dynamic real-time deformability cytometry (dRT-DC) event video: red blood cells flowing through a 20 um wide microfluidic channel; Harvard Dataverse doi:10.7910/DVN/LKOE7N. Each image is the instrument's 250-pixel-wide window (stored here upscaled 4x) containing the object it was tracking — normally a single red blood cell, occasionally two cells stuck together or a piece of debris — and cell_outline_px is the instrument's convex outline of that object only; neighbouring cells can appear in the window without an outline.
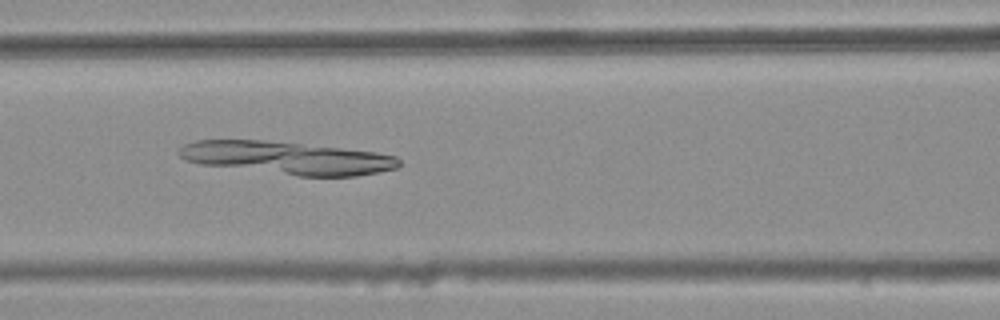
{"species": "common noctule bat (a hibernating species)", "species_latin": "Nyctalus noctula", "temperature_condition": "warm", "stored_images_in_passage": 47, "camera_frame_rate_fps": 3000, "um_per_image_px": 0.085, "animal": {"sex": "female", "body_mass_g": 25.1}, "frame": {"image": 1, "passage_image": 23, "time_ms": 7.333, "image_size_px": [1000, 320], "cell_outline_px": [[400, 164], [396, 168], [380, 172], [356, 176], [300, 176], [200, 164], [184, 160], [180, 156], [180, 148], [184, 144], [196, 140], [264, 140], [340, 148], [376, 152], [396, 156], [400, 160]], "centroid_in_image_um": [24.41, 13.42], "position_along_channel_um": 142.2, "area_um2": 41.73}}
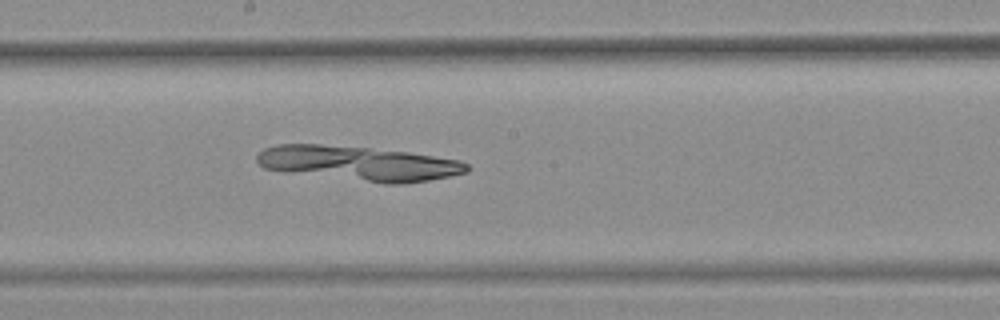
{"frame": {"image": 2, "passage_image": 29, "time_ms": 9.333, "image_size_px": [1000, 320], "cell_outline_px": [[468, 172], [428, 180], [400, 184], [384, 184], [284, 172], [264, 168], [256, 160], [256, 156], [264, 148], [276, 144], [320, 144], [368, 148], [408, 152], [460, 160], [468, 164]], "centroid_in_image_um": [30.45, 13.89], "position_along_channel_um": 217.8, "area_um2": 42.43}}
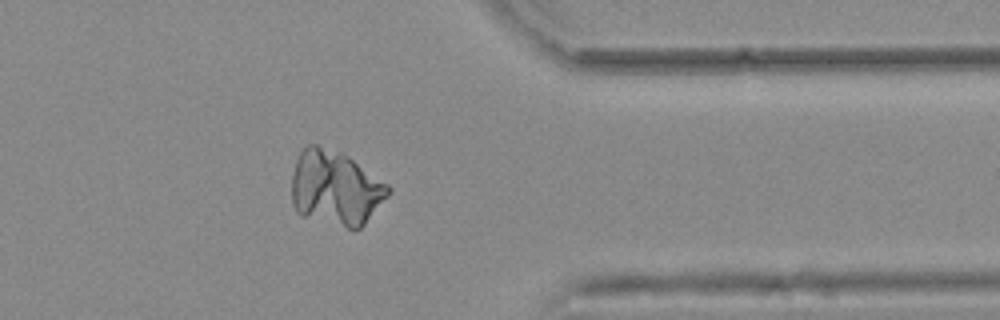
{"frame": {"image": 3, "passage_image": 43, "time_ms": 14.0, "image_size_px": [1000, 320], "cell_outline_px": [[392, 192], [364, 224], [360, 228], [348, 228], [300, 216], [296, 212], [292, 204], [292, 176], [296, 160], [300, 152], [308, 144], [316, 144], [344, 152], [388, 184], [392, 188]], "centroid_in_image_um": [28.52, 15.97], "position_along_channel_um": 382.9, "area_um2": 42.6}}